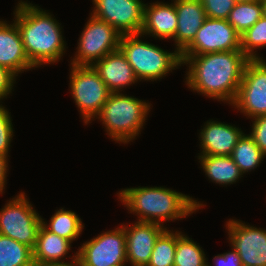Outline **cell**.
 <instances>
[{"label": "cell", "mask_w": 266, "mask_h": 266, "mask_svg": "<svg viewBox=\"0 0 266 266\" xmlns=\"http://www.w3.org/2000/svg\"><path fill=\"white\" fill-rule=\"evenodd\" d=\"M263 16L261 1L236 3L227 21L242 35Z\"/></svg>", "instance_id": "cell-25"}, {"label": "cell", "mask_w": 266, "mask_h": 266, "mask_svg": "<svg viewBox=\"0 0 266 266\" xmlns=\"http://www.w3.org/2000/svg\"><path fill=\"white\" fill-rule=\"evenodd\" d=\"M266 46V17L262 16L256 24L241 35V51L250 59H262L257 49ZM256 50V51H254Z\"/></svg>", "instance_id": "cell-28"}, {"label": "cell", "mask_w": 266, "mask_h": 266, "mask_svg": "<svg viewBox=\"0 0 266 266\" xmlns=\"http://www.w3.org/2000/svg\"><path fill=\"white\" fill-rule=\"evenodd\" d=\"M123 225L126 235L127 262L132 266H147L154 244L166 229L163 225L136 221L132 226Z\"/></svg>", "instance_id": "cell-14"}, {"label": "cell", "mask_w": 266, "mask_h": 266, "mask_svg": "<svg viewBox=\"0 0 266 266\" xmlns=\"http://www.w3.org/2000/svg\"><path fill=\"white\" fill-rule=\"evenodd\" d=\"M226 223L228 240L242 266H266V230L235 219Z\"/></svg>", "instance_id": "cell-13"}, {"label": "cell", "mask_w": 266, "mask_h": 266, "mask_svg": "<svg viewBox=\"0 0 266 266\" xmlns=\"http://www.w3.org/2000/svg\"><path fill=\"white\" fill-rule=\"evenodd\" d=\"M201 248L187 235L178 231L174 266H204L208 260Z\"/></svg>", "instance_id": "cell-26"}, {"label": "cell", "mask_w": 266, "mask_h": 266, "mask_svg": "<svg viewBox=\"0 0 266 266\" xmlns=\"http://www.w3.org/2000/svg\"><path fill=\"white\" fill-rule=\"evenodd\" d=\"M150 106L149 102L134 96H126L120 92L111 93L96 118L105 126L111 139L126 144L139 135L147 120Z\"/></svg>", "instance_id": "cell-4"}, {"label": "cell", "mask_w": 266, "mask_h": 266, "mask_svg": "<svg viewBox=\"0 0 266 266\" xmlns=\"http://www.w3.org/2000/svg\"><path fill=\"white\" fill-rule=\"evenodd\" d=\"M92 15L113 26L121 35L139 34L143 27L142 0H92Z\"/></svg>", "instance_id": "cell-12"}, {"label": "cell", "mask_w": 266, "mask_h": 266, "mask_svg": "<svg viewBox=\"0 0 266 266\" xmlns=\"http://www.w3.org/2000/svg\"><path fill=\"white\" fill-rule=\"evenodd\" d=\"M221 51H241V35L227 20L207 17L181 56H197Z\"/></svg>", "instance_id": "cell-10"}, {"label": "cell", "mask_w": 266, "mask_h": 266, "mask_svg": "<svg viewBox=\"0 0 266 266\" xmlns=\"http://www.w3.org/2000/svg\"><path fill=\"white\" fill-rule=\"evenodd\" d=\"M36 265L37 266H80V262H79L77 252H76V254L72 256V261L70 262H47V263L36 264Z\"/></svg>", "instance_id": "cell-35"}, {"label": "cell", "mask_w": 266, "mask_h": 266, "mask_svg": "<svg viewBox=\"0 0 266 266\" xmlns=\"http://www.w3.org/2000/svg\"><path fill=\"white\" fill-rule=\"evenodd\" d=\"M178 19L173 3L155 2L144 4L142 35L154 38L173 39L176 34Z\"/></svg>", "instance_id": "cell-19"}, {"label": "cell", "mask_w": 266, "mask_h": 266, "mask_svg": "<svg viewBox=\"0 0 266 266\" xmlns=\"http://www.w3.org/2000/svg\"><path fill=\"white\" fill-rule=\"evenodd\" d=\"M252 131L249 136L266 156V115L252 118Z\"/></svg>", "instance_id": "cell-31"}, {"label": "cell", "mask_w": 266, "mask_h": 266, "mask_svg": "<svg viewBox=\"0 0 266 266\" xmlns=\"http://www.w3.org/2000/svg\"><path fill=\"white\" fill-rule=\"evenodd\" d=\"M25 196V193L21 192L1 209L0 234L33 250L43 218Z\"/></svg>", "instance_id": "cell-7"}, {"label": "cell", "mask_w": 266, "mask_h": 266, "mask_svg": "<svg viewBox=\"0 0 266 266\" xmlns=\"http://www.w3.org/2000/svg\"><path fill=\"white\" fill-rule=\"evenodd\" d=\"M13 131L11 115L6 107L0 104V154L8 156Z\"/></svg>", "instance_id": "cell-30"}, {"label": "cell", "mask_w": 266, "mask_h": 266, "mask_svg": "<svg viewBox=\"0 0 266 266\" xmlns=\"http://www.w3.org/2000/svg\"><path fill=\"white\" fill-rule=\"evenodd\" d=\"M112 93L138 82L133 68L120 49L113 51L93 65Z\"/></svg>", "instance_id": "cell-18"}, {"label": "cell", "mask_w": 266, "mask_h": 266, "mask_svg": "<svg viewBox=\"0 0 266 266\" xmlns=\"http://www.w3.org/2000/svg\"><path fill=\"white\" fill-rule=\"evenodd\" d=\"M181 60L189 65L185 81L188 88L232 105L250 59L242 51H221L181 56Z\"/></svg>", "instance_id": "cell-1"}, {"label": "cell", "mask_w": 266, "mask_h": 266, "mask_svg": "<svg viewBox=\"0 0 266 266\" xmlns=\"http://www.w3.org/2000/svg\"><path fill=\"white\" fill-rule=\"evenodd\" d=\"M16 77L8 68L0 66V103L2 102L1 100L12 93Z\"/></svg>", "instance_id": "cell-32"}, {"label": "cell", "mask_w": 266, "mask_h": 266, "mask_svg": "<svg viewBox=\"0 0 266 266\" xmlns=\"http://www.w3.org/2000/svg\"><path fill=\"white\" fill-rule=\"evenodd\" d=\"M247 118L266 115V62L249 60L244 68L237 97L232 104Z\"/></svg>", "instance_id": "cell-11"}, {"label": "cell", "mask_w": 266, "mask_h": 266, "mask_svg": "<svg viewBox=\"0 0 266 266\" xmlns=\"http://www.w3.org/2000/svg\"><path fill=\"white\" fill-rule=\"evenodd\" d=\"M262 5H263V16L266 17V0H261Z\"/></svg>", "instance_id": "cell-36"}, {"label": "cell", "mask_w": 266, "mask_h": 266, "mask_svg": "<svg viewBox=\"0 0 266 266\" xmlns=\"http://www.w3.org/2000/svg\"><path fill=\"white\" fill-rule=\"evenodd\" d=\"M50 223L44 222L42 225L51 233L69 240L71 243L80 236L84 224L75 212L61 208L50 218Z\"/></svg>", "instance_id": "cell-22"}, {"label": "cell", "mask_w": 266, "mask_h": 266, "mask_svg": "<svg viewBox=\"0 0 266 266\" xmlns=\"http://www.w3.org/2000/svg\"><path fill=\"white\" fill-rule=\"evenodd\" d=\"M244 132L241 128L226 123L209 120L199 134V155L231 156L234 147Z\"/></svg>", "instance_id": "cell-15"}, {"label": "cell", "mask_w": 266, "mask_h": 266, "mask_svg": "<svg viewBox=\"0 0 266 266\" xmlns=\"http://www.w3.org/2000/svg\"><path fill=\"white\" fill-rule=\"evenodd\" d=\"M118 199L128 211L137 214L139 222L156 223L182 219L205 204L194 198L164 187H135L121 189Z\"/></svg>", "instance_id": "cell-3"}, {"label": "cell", "mask_w": 266, "mask_h": 266, "mask_svg": "<svg viewBox=\"0 0 266 266\" xmlns=\"http://www.w3.org/2000/svg\"><path fill=\"white\" fill-rule=\"evenodd\" d=\"M70 250L71 242L69 240L51 233L41 225L33 248V261L35 264L64 262L62 259Z\"/></svg>", "instance_id": "cell-20"}, {"label": "cell", "mask_w": 266, "mask_h": 266, "mask_svg": "<svg viewBox=\"0 0 266 266\" xmlns=\"http://www.w3.org/2000/svg\"><path fill=\"white\" fill-rule=\"evenodd\" d=\"M177 231L167 228L157 238L147 266H174Z\"/></svg>", "instance_id": "cell-27"}, {"label": "cell", "mask_w": 266, "mask_h": 266, "mask_svg": "<svg viewBox=\"0 0 266 266\" xmlns=\"http://www.w3.org/2000/svg\"><path fill=\"white\" fill-rule=\"evenodd\" d=\"M231 157L240 171L245 174L257 168L266 156L249 134H243L234 147Z\"/></svg>", "instance_id": "cell-23"}, {"label": "cell", "mask_w": 266, "mask_h": 266, "mask_svg": "<svg viewBox=\"0 0 266 266\" xmlns=\"http://www.w3.org/2000/svg\"><path fill=\"white\" fill-rule=\"evenodd\" d=\"M206 16L212 19L227 20L234 8L235 0H201Z\"/></svg>", "instance_id": "cell-29"}, {"label": "cell", "mask_w": 266, "mask_h": 266, "mask_svg": "<svg viewBox=\"0 0 266 266\" xmlns=\"http://www.w3.org/2000/svg\"><path fill=\"white\" fill-rule=\"evenodd\" d=\"M14 11L13 21L30 63L36 68L60 61L66 50L61 24L49 12L27 1H19Z\"/></svg>", "instance_id": "cell-2"}, {"label": "cell", "mask_w": 266, "mask_h": 266, "mask_svg": "<svg viewBox=\"0 0 266 266\" xmlns=\"http://www.w3.org/2000/svg\"><path fill=\"white\" fill-rule=\"evenodd\" d=\"M33 250L16 240L0 234V266H30Z\"/></svg>", "instance_id": "cell-24"}, {"label": "cell", "mask_w": 266, "mask_h": 266, "mask_svg": "<svg viewBox=\"0 0 266 266\" xmlns=\"http://www.w3.org/2000/svg\"><path fill=\"white\" fill-rule=\"evenodd\" d=\"M121 34L110 24L91 14L70 65L93 66L107 54L119 49Z\"/></svg>", "instance_id": "cell-8"}, {"label": "cell", "mask_w": 266, "mask_h": 266, "mask_svg": "<svg viewBox=\"0 0 266 266\" xmlns=\"http://www.w3.org/2000/svg\"><path fill=\"white\" fill-rule=\"evenodd\" d=\"M236 3H244V2H257V1H261V0H235Z\"/></svg>", "instance_id": "cell-37"}, {"label": "cell", "mask_w": 266, "mask_h": 266, "mask_svg": "<svg viewBox=\"0 0 266 266\" xmlns=\"http://www.w3.org/2000/svg\"><path fill=\"white\" fill-rule=\"evenodd\" d=\"M0 66L8 68L16 76L35 67L24 51L22 38L16 23L0 21Z\"/></svg>", "instance_id": "cell-17"}, {"label": "cell", "mask_w": 266, "mask_h": 266, "mask_svg": "<svg viewBox=\"0 0 266 266\" xmlns=\"http://www.w3.org/2000/svg\"><path fill=\"white\" fill-rule=\"evenodd\" d=\"M8 157L0 154V194H3V190L6 186V177L8 172Z\"/></svg>", "instance_id": "cell-34"}, {"label": "cell", "mask_w": 266, "mask_h": 266, "mask_svg": "<svg viewBox=\"0 0 266 266\" xmlns=\"http://www.w3.org/2000/svg\"><path fill=\"white\" fill-rule=\"evenodd\" d=\"M178 25L173 40L180 54L192 43L207 16L201 0H173Z\"/></svg>", "instance_id": "cell-16"}, {"label": "cell", "mask_w": 266, "mask_h": 266, "mask_svg": "<svg viewBox=\"0 0 266 266\" xmlns=\"http://www.w3.org/2000/svg\"><path fill=\"white\" fill-rule=\"evenodd\" d=\"M140 37L144 35L141 33L122 35L119 45L138 80H160L168 72L183 65L181 54L177 50L165 51L157 45L143 42Z\"/></svg>", "instance_id": "cell-5"}, {"label": "cell", "mask_w": 266, "mask_h": 266, "mask_svg": "<svg viewBox=\"0 0 266 266\" xmlns=\"http://www.w3.org/2000/svg\"><path fill=\"white\" fill-rule=\"evenodd\" d=\"M213 262L214 266H242L240 257L234 249L214 256Z\"/></svg>", "instance_id": "cell-33"}, {"label": "cell", "mask_w": 266, "mask_h": 266, "mask_svg": "<svg viewBox=\"0 0 266 266\" xmlns=\"http://www.w3.org/2000/svg\"><path fill=\"white\" fill-rule=\"evenodd\" d=\"M70 91L84 124L96 118L112 93L93 66L72 65Z\"/></svg>", "instance_id": "cell-6"}, {"label": "cell", "mask_w": 266, "mask_h": 266, "mask_svg": "<svg viewBox=\"0 0 266 266\" xmlns=\"http://www.w3.org/2000/svg\"><path fill=\"white\" fill-rule=\"evenodd\" d=\"M198 159L208 179L219 185H231L243 177L231 156L199 155Z\"/></svg>", "instance_id": "cell-21"}, {"label": "cell", "mask_w": 266, "mask_h": 266, "mask_svg": "<svg viewBox=\"0 0 266 266\" xmlns=\"http://www.w3.org/2000/svg\"><path fill=\"white\" fill-rule=\"evenodd\" d=\"M80 266H114L127 263L126 235L121 225L82 244L77 251Z\"/></svg>", "instance_id": "cell-9"}]
</instances>
